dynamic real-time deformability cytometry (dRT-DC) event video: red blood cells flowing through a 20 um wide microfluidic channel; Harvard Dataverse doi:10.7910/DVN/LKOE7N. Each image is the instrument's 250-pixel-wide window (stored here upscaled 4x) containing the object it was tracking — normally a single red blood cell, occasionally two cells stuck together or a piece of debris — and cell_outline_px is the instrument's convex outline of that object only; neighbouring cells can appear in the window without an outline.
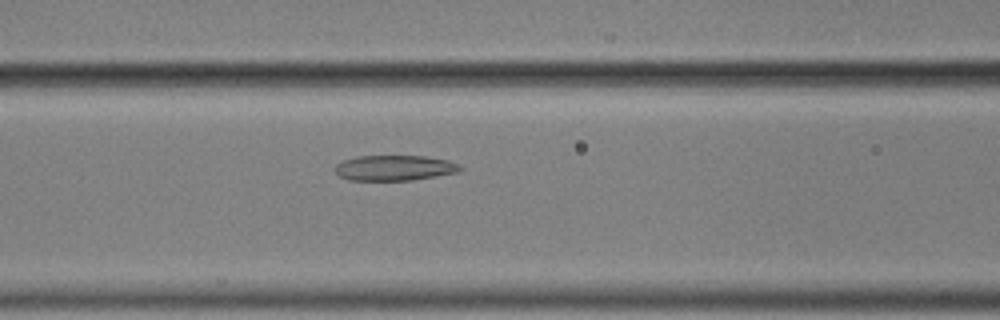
{"species": "common noctule bat (a hibernating species)", "species_latin": "Nyctalus noctula", "temperature_condition": "cold", "stored_images_in_passage": 57, "camera_frame_rate_fps": 3000, "um_per_image_px": 0.085, "animal": {"sex": "male", "body_mass_g": 17.9}, "frame": {"image": 1, "passage_image": 24, "time_ms": 7.667, "image_size_px": [1000, 320], "cell_outline_px": [[464, 168], [460, 172], [412, 180], [348, 180], [340, 176], [336, 172], [336, 164], [344, 160], [356, 156], [424, 156], [448, 160], [460, 164]], "centroid_in_image_um": [33.58, 14.27], "position_along_channel_um": 133.0, "area_um2": 18.55}}
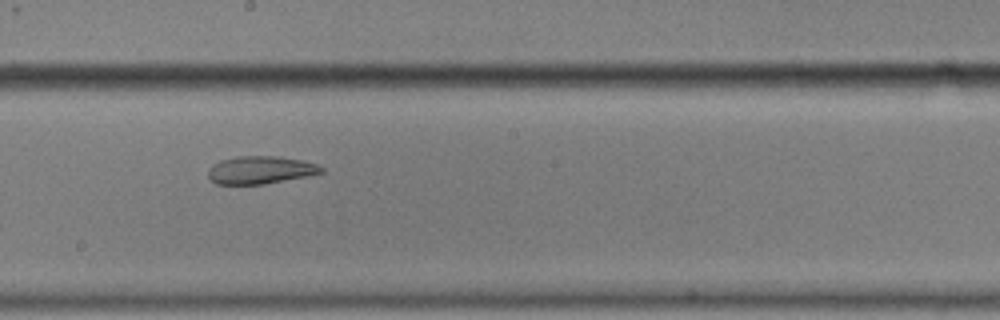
{"frame": {"image": 2, "passage_image": 32, "time_ms": 10.333, "image_size_px": [1000, 320], "cell_outline_px": [[324, 172], [308, 176], [264, 184], [216, 184], [208, 176], [208, 168], [212, 164], [220, 160], [236, 156], [280, 156], [304, 160], [316, 164], [324, 168]], "centroid_in_image_um": [22.14, 14.44], "position_along_channel_um": 226.1, "area_um2": 18.5}}
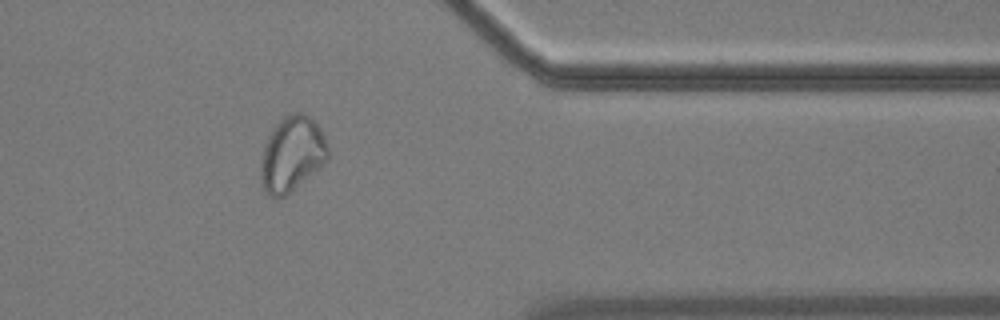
{"frame": {"image": 3, "passage_image": 47, "time_ms": 15.333, "image_size_px": [1000, 320], "cell_outline_px": [[328, 160], [324, 164], [284, 196], [276, 200], [268, 196], [260, 188], [260, 156], [264, 144], [268, 136], [276, 124], [288, 112], [304, 112], [320, 128], [328, 144]], "centroid_in_image_um": [24.77, 13.11], "position_along_channel_um": 386.6, "area_um2": 29.88}, "authors_computed_cell_mechanics": {"area_um2": 21.7328, "velocity_mm_per_s": 3.4871, "shape_relaxation_time_tau1_ms": null, "shape_relaxation_time_tau2_ms": 3.6232, "deformation_change_tau1": null, "deformation_change_tau2": 0.0894}}